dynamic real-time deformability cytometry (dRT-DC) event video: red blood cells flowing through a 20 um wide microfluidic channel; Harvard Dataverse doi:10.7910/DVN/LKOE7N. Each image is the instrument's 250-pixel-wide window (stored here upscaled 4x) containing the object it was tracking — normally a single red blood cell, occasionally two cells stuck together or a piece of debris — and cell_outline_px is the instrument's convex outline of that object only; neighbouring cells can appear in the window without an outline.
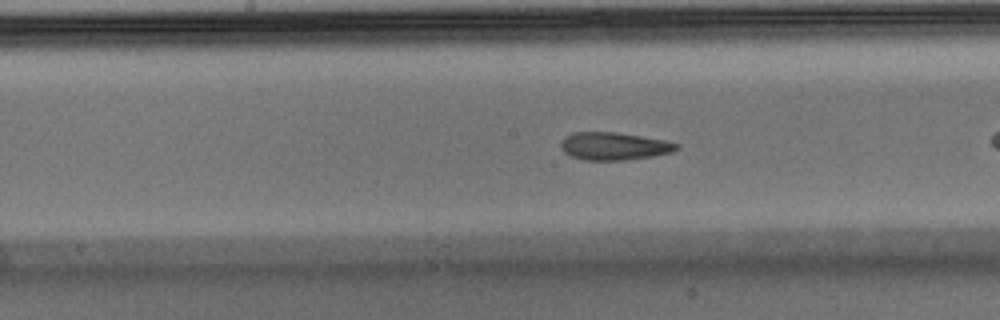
{"species": "Egyptian fruit bat (a non-hibernating species)", "species_latin": "Rousettus aegyptiacus", "temperature_condition": "warm", "stored_images_in_passage": 27, "camera_frame_rate_fps": 3000, "um_per_image_px": 0.085, "animal": {"sex": "male"}, "frame": {"image": 1, "passage_image": 12, "time_ms": 3.667, "image_size_px": [1000, 320], "cell_outline_px": [[680, 148], [672, 152], [652, 156], [624, 160], [584, 160], [572, 156], [564, 152], [560, 148], [560, 144], [564, 136], [572, 132], [616, 132], [664, 140], [680, 144]], "centroid_in_image_um": [52.17, 12.42], "position_along_channel_um": 196.0, "area_um2": 18.73}}